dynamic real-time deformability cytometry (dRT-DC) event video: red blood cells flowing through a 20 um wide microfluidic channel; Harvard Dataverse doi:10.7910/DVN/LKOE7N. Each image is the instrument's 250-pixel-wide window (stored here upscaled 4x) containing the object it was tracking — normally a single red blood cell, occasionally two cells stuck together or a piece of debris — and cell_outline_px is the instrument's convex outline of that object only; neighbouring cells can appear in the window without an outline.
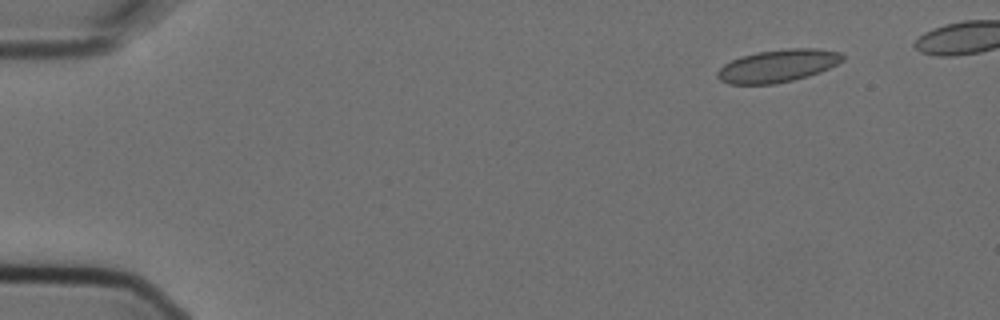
{"species": "Egyptian fruit bat (a non-hibernating species)", "species_latin": "Rousettus aegyptiacus", "temperature_condition": "cold", "stored_images_in_passage": 5, "camera_frame_rate_fps": 3000, "um_per_image_px": 0.085, "animal": {"sex": "female"}, "frame": {"image": 1, "passage_image": 1, "time_ms": 0.0, "image_size_px": [1000, 320], "cell_outline_px": [[844, 60], [820, 72], [808, 76], [792, 80], [772, 84], [728, 84], [720, 80], [716, 76], [716, 72], [724, 64], [740, 56], [756, 52], [788, 48], [816, 48], [840, 52], [844, 56]], "centroid_in_image_um": [66.1, 5.59], "position_along_channel_um": 18.9, "area_um2": 23.81}}